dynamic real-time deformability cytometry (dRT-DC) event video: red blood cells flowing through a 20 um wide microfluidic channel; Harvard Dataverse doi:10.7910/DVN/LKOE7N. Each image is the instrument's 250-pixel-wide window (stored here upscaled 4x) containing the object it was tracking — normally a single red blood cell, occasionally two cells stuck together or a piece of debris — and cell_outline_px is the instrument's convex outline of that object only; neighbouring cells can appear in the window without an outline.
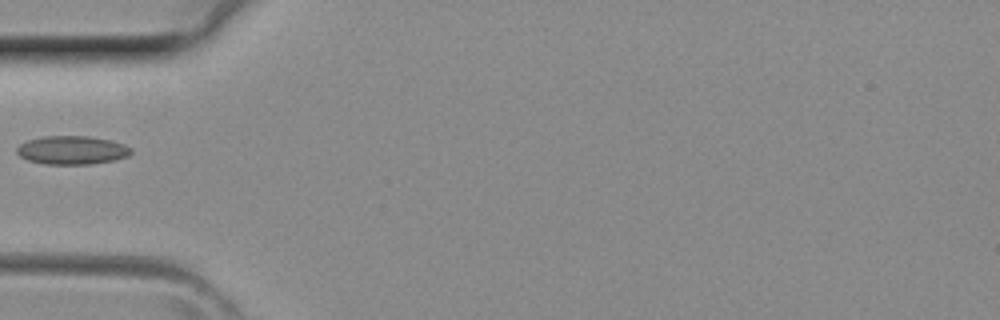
{"species": "common noctule bat (a hibernating species)", "species_latin": "Nyctalus noctula", "temperature_condition": "room temperature", "stored_images_in_passage": 3, "camera_frame_rate_fps": 3000, "um_per_image_px": 0.085, "animal": {"sex": "female", "body_mass_g": 29.2, "forearm_length_mm": 56.3}, "frame": {"image": 1, "passage_image": 3, "time_ms": 0.667, "image_size_px": [1000, 320], "cell_outline_px": [[132, 152], [128, 156], [116, 160], [92, 164], [44, 164], [28, 160], [20, 156], [16, 152], [16, 148], [20, 144], [28, 140], [44, 136], [88, 136], [108, 140], [124, 144], [132, 148]], "centroid_in_image_um": [6.13, 12.77], "position_along_channel_um": 78.9, "area_um2": 19.02}}